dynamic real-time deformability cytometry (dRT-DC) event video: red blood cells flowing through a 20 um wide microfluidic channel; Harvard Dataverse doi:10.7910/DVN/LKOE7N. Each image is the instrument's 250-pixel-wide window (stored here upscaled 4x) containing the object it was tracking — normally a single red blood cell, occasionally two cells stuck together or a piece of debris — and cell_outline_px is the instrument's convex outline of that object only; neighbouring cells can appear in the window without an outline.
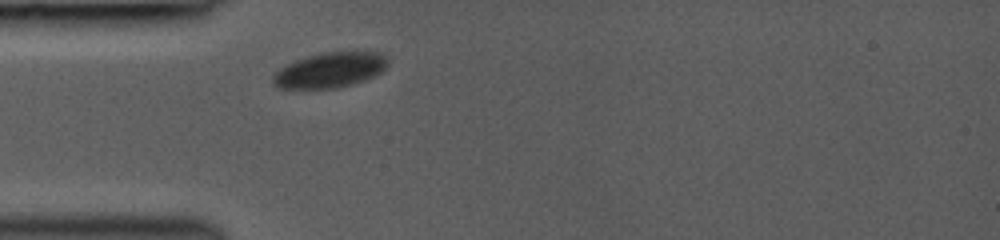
{"species": "common noctule bat (a hibernating species)", "species_latin": "Nyctalus noctula", "temperature_condition": "room temperature", "stored_images_in_passage": 30, "camera_frame_rate_fps": 3000, "um_per_image_px": 0.085, "animal": {"sex": "female", "body_mass_g": 19.0, "forearm_length_mm": 53.3}, "frame": {"image": 1, "passage_image": 1, "time_ms": 0.0, "image_size_px": [1000, 240], "cell_outline_px": [[388, 64], [376, 76], [352, 84], [336, 88], [280, 88], [272, 84], [272, 76], [280, 68], [296, 60], [320, 52], [380, 52], [388, 60]], "centroid_in_image_um": [28.04, 5.95], "position_along_channel_um": 57.0, "area_um2": 23.41}}
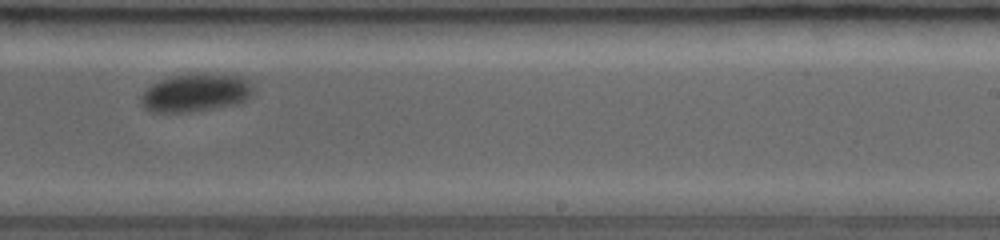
{"frame": {"image": 2, "passage_image": 18, "time_ms": 5.667, "image_size_px": [1000, 240], "cell_outline_px": [[252, 92], [248, 100], [236, 104], [188, 112], [152, 112], [144, 108], [140, 104], [140, 96], [152, 84], [160, 80], [172, 76], [196, 72], [212, 72], [240, 76], [248, 80], [252, 84]], "centroid_in_image_um": [16.64, 7.86], "position_along_channel_um": 272.4, "area_um2": 25.32}}
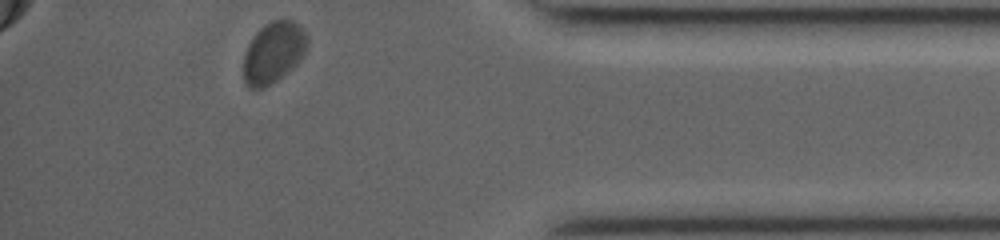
{"frame": {"image": 3, "passage_image": 30, "time_ms": 9.667, "image_size_px": [1000, 240], "cell_outline_px": [[308, 48], [304, 56], [292, 68], [276, 80], [260, 88], [248, 88], [244, 80], [244, 56], [248, 44], [256, 32], [264, 24], [272, 20], [284, 16], [300, 24], [308, 40]], "centroid_in_image_um": [23.27, 4.39], "position_along_channel_um": 411.9, "area_um2": 22.95}}